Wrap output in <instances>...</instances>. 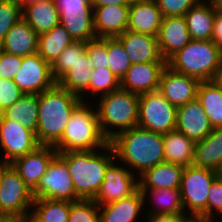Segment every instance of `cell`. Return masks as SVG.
Wrapping results in <instances>:
<instances>
[{
  "label": "cell",
  "instance_id": "1",
  "mask_svg": "<svg viewBox=\"0 0 222 222\" xmlns=\"http://www.w3.org/2000/svg\"><path fill=\"white\" fill-rule=\"evenodd\" d=\"M109 144L116 161L139 174L138 178L147 169L165 162L163 135L138 126L119 133Z\"/></svg>",
  "mask_w": 222,
  "mask_h": 222
},
{
  "label": "cell",
  "instance_id": "2",
  "mask_svg": "<svg viewBox=\"0 0 222 222\" xmlns=\"http://www.w3.org/2000/svg\"><path fill=\"white\" fill-rule=\"evenodd\" d=\"M82 102L77 95L57 83L38 95L36 138L39 145L55 146L64 133L74 109Z\"/></svg>",
  "mask_w": 222,
  "mask_h": 222
},
{
  "label": "cell",
  "instance_id": "3",
  "mask_svg": "<svg viewBox=\"0 0 222 222\" xmlns=\"http://www.w3.org/2000/svg\"><path fill=\"white\" fill-rule=\"evenodd\" d=\"M58 154L67 163L75 193L80 199H94L104 181L107 167L116 160L110 144L99 151H70Z\"/></svg>",
  "mask_w": 222,
  "mask_h": 222
},
{
  "label": "cell",
  "instance_id": "4",
  "mask_svg": "<svg viewBox=\"0 0 222 222\" xmlns=\"http://www.w3.org/2000/svg\"><path fill=\"white\" fill-rule=\"evenodd\" d=\"M87 103L82 101L72 112L61 140L54 146L58 153L99 150L109 144L100 130L97 110Z\"/></svg>",
  "mask_w": 222,
  "mask_h": 222
},
{
  "label": "cell",
  "instance_id": "5",
  "mask_svg": "<svg viewBox=\"0 0 222 222\" xmlns=\"http://www.w3.org/2000/svg\"><path fill=\"white\" fill-rule=\"evenodd\" d=\"M96 103L100 130L108 141L123 131L137 127L139 95L119 88L100 96Z\"/></svg>",
  "mask_w": 222,
  "mask_h": 222
},
{
  "label": "cell",
  "instance_id": "6",
  "mask_svg": "<svg viewBox=\"0 0 222 222\" xmlns=\"http://www.w3.org/2000/svg\"><path fill=\"white\" fill-rule=\"evenodd\" d=\"M174 71L198 79L213 81L222 71V50L212 40H193L168 61Z\"/></svg>",
  "mask_w": 222,
  "mask_h": 222
},
{
  "label": "cell",
  "instance_id": "7",
  "mask_svg": "<svg viewBox=\"0 0 222 222\" xmlns=\"http://www.w3.org/2000/svg\"><path fill=\"white\" fill-rule=\"evenodd\" d=\"M33 194L11 164L0 163V217L23 220L30 216Z\"/></svg>",
  "mask_w": 222,
  "mask_h": 222
},
{
  "label": "cell",
  "instance_id": "8",
  "mask_svg": "<svg viewBox=\"0 0 222 222\" xmlns=\"http://www.w3.org/2000/svg\"><path fill=\"white\" fill-rule=\"evenodd\" d=\"M216 178L213 170L194 165L184 167L179 190L185 213L207 219L208 192Z\"/></svg>",
  "mask_w": 222,
  "mask_h": 222
},
{
  "label": "cell",
  "instance_id": "9",
  "mask_svg": "<svg viewBox=\"0 0 222 222\" xmlns=\"http://www.w3.org/2000/svg\"><path fill=\"white\" fill-rule=\"evenodd\" d=\"M177 108L159 92L139 95L137 126L159 134H166L176 128Z\"/></svg>",
  "mask_w": 222,
  "mask_h": 222
},
{
  "label": "cell",
  "instance_id": "10",
  "mask_svg": "<svg viewBox=\"0 0 222 222\" xmlns=\"http://www.w3.org/2000/svg\"><path fill=\"white\" fill-rule=\"evenodd\" d=\"M59 12V24L75 41L95 39L93 6L90 0H54Z\"/></svg>",
  "mask_w": 222,
  "mask_h": 222
},
{
  "label": "cell",
  "instance_id": "11",
  "mask_svg": "<svg viewBox=\"0 0 222 222\" xmlns=\"http://www.w3.org/2000/svg\"><path fill=\"white\" fill-rule=\"evenodd\" d=\"M34 199H53L74 202L76 195L66 161L57 153L41 177Z\"/></svg>",
  "mask_w": 222,
  "mask_h": 222
},
{
  "label": "cell",
  "instance_id": "12",
  "mask_svg": "<svg viewBox=\"0 0 222 222\" xmlns=\"http://www.w3.org/2000/svg\"><path fill=\"white\" fill-rule=\"evenodd\" d=\"M115 162L116 160L107 167L104 181L93 199L98 206L129 197L139 189V179L136 174L126 166H122L121 163Z\"/></svg>",
  "mask_w": 222,
  "mask_h": 222
},
{
  "label": "cell",
  "instance_id": "13",
  "mask_svg": "<svg viewBox=\"0 0 222 222\" xmlns=\"http://www.w3.org/2000/svg\"><path fill=\"white\" fill-rule=\"evenodd\" d=\"M38 146L35 132L19 122L6 120L0 114V147L4 152L1 164H10L16 158L34 151Z\"/></svg>",
  "mask_w": 222,
  "mask_h": 222
},
{
  "label": "cell",
  "instance_id": "14",
  "mask_svg": "<svg viewBox=\"0 0 222 222\" xmlns=\"http://www.w3.org/2000/svg\"><path fill=\"white\" fill-rule=\"evenodd\" d=\"M23 94H37L52 88L54 80L51 65L38 53L23 57L21 68L13 78Z\"/></svg>",
  "mask_w": 222,
  "mask_h": 222
},
{
  "label": "cell",
  "instance_id": "15",
  "mask_svg": "<svg viewBox=\"0 0 222 222\" xmlns=\"http://www.w3.org/2000/svg\"><path fill=\"white\" fill-rule=\"evenodd\" d=\"M57 153L54 146L40 145L34 151L16 158L10 164L23 179L28 190L34 194L41 177L46 173L48 165Z\"/></svg>",
  "mask_w": 222,
  "mask_h": 222
},
{
  "label": "cell",
  "instance_id": "16",
  "mask_svg": "<svg viewBox=\"0 0 222 222\" xmlns=\"http://www.w3.org/2000/svg\"><path fill=\"white\" fill-rule=\"evenodd\" d=\"M199 84L198 79L176 72L167 65L162 72L158 91L178 108L197 98Z\"/></svg>",
  "mask_w": 222,
  "mask_h": 222
},
{
  "label": "cell",
  "instance_id": "17",
  "mask_svg": "<svg viewBox=\"0 0 222 222\" xmlns=\"http://www.w3.org/2000/svg\"><path fill=\"white\" fill-rule=\"evenodd\" d=\"M167 62L131 64L120 81V88L142 95L158 91L160 78Z\"/></svg>",
  "mask_w": 222,
  "mask_h": 222
},
{
  "label": "cell",
  "instance_id": "18",
  "mask_svg": "<svg viewBox=\"0 0 222 222\" xmlns=\"http://www.w3.org/2000/svg\"><path fill=\"white\" fill-rule=\"evenodd\" d=\"M175 129L197 142L209 135L213 127L200 101L196 98L177 108Z\"/></svg>",
  "mask_w": 222,
  "mask_h": 222
},
{
  "label": "cell",
  "instance_id": "19",
  "mask_svg": "<svg viewBox=\"0 0 222 222\" xmlns=\"http://www.w3.org/2000/svg\"><path fill=\"white\" fill-rule=\"evenodd\" d=\"M116 38L124 46L132 64L167 62L161 56L155 36L126 30Z\"/></svg>",
  "mask_w": 222,
  "mask_h": 222
},
{
  "label": "cell",
  "instance_id": "20",
  "mask_svg": "<svg viewBox=\"0 0 222 222\" xmlns=\"http://www.w3.org/2000/svg\"><path fill=\"white\" fill-rule=\"evenodd\" d=\"M129 5L93 6L96 38H115L128 28Z\"/></svg>",
  "mask_w": 222,
  "mask_h": 222
},
{
  "label": "cell",
  "instance_id": "21",
  "mask_svg": "<svg viewBox=\"0 0 222 222\" xmlns=\"http://www.w3.org/2000/svg\"><path fill=\"white\" fill-rule=\"evenodd\" d=\"M162 21L163 15L155 0H133L129 5V31L157 37Z\"/></svg>",
  "mask_w": 222,
  "mask_h": 222
},
{
  "label": "cell",
  "instance_id": "22",
  "mask_svg": "<svg viewBox=\"0 0 222 222\" xmlns=\"http://www.w3.org/2000/svg\"><path fill=\"white\" fill-rule=\"evenodd\" d=\"M157 38L161 56L168 61L191 40L184 16L163 17Z\"/></svg>",
  "mask_w": 222,
  "mask_h": 222
},
{
  "label": "cell",
  "instance_id": "23",
  "mask_svg": "<svg viewBox=\"0 0 222 222\" xmlns=\"http://www.w3.org/2000/svg\"><path fill=\"white\" fill-rule=\"evenodd\" d=\"M0 50L18 56H28L38 51V34L21 18L7 32Z\"/></svg>",
  "mask_w": 222,
  "mask_h": 222
},
{
  "label": "cell",
  "instance_id": "24",
  "mask_svg": "<svg viewBox=\"0 0 222 222\" xmlns=\"http://www.w3.org/2000/svg\"><path fill=\"white\" fill-rule=\"evenodd\" d=\"M215 14V7L211 0H199L191 7L184 15L190 38L211 40Z\"/></svg>",
  "mask_w": 222,
  "mask_h": 222
},
{
  "label": "cell",
  "instance_id": "25",
  "mask_svg": "<svg viewBox=\"0 0 222 222\" xmlns=\"http://www.w3.org/2000/svg\"><path fill=\"white\" fill-rule=\"evenodd\" d=\"M145 203L143 194L138 189L129 197L99 206L100 222H136Z\"/></svg>",
  "mask_w": 222,
  "mask_h": 222
},
{
  "label": "cell",
  "instance_id": "26",
  "mask_svg": "<svg viewBox=\"0 0 222 222\" xmlns=\"http://www.w3.org/2000/svg\"><path fill=\"white\" fill-rule=\"evenodd\" d=\"M184 167L162 162L139 176V189H179Z\"/></svg>",
  "mask_w": 222,
  "mask_h": 222
},
{
  "label": "cell",
  "instance_id": "27",
  "mask_svg": "<svg viewBox=\"0 0 222 222\" xmlns=\"http://www.w3.org/2000/svg\"><path fill=\"white\" fill-rule=\"evenodd\" d=\"M196 142L187 138L182 132L172 130L163 135L165 162L183 167L192 165Z\"/></svg>",
  "mask_w": 222,
  "mask_h": 222
},
{
  "label": "cell",
  "instance_id": "28",
  "mask_svg": "<svg viewBox=\"0 0 222 222\" xmlns=\"http://www.w3.org/2000/svg\"><path fill=\"white\" fill-rule=\"evenodd\" d=\"M93 69L90 58L85 51L81 57H78L77 62L57 82V84L80 97L83 102H86L85 99L89 97V81L91 79Z\"/></svg>",
  "mask_w": 222,
  "mask_h": 222
},
{
  "label": "cell",
  "instance_id": "29",
  "mask_svg": "<svg viewBox=\"0 0 222 222\" xmlns=\"http://www.w3.org/2000/svg\"><path fill=\"white\" fill-rule=\"evenodd\" d=\"M23 19L39 35L59 25V12L54 0L39 1L22 9Z\"/></svg>",
  "mask_w": 222,
  "mask_h": 222
},
{
  "label": "cell",
  "instance_id": "30",
  "mask_svg": "<svg viewBox=\"0 0 222 222\" xmlns=\"http://www.w3.org/2000/svg\"><path fill=\"white\" fill-rule=\"evenodd\" d=\"M222 161V126L195 144L192 165L215 171Z\"/></svg>",
  "mask_w": 222,
  "mask_h": 222
},
{
  "label": "cell",
  "instance_id": "31",
  "mask_svg": "<svg viewBox=\"0 0 222 222\" xmlns=\"http://www.w3.org/2000/svg\"><path fill=\"white\" fill-rule=\"evenodd\" d=\"M144 201H148V197L151 198L150 202L154 205L151 206V210L145 213L148 217H154L157 215L165 214H177L184 212L182 204L181 194L179 189H140ZM156 205V206H155Z\"/></svg>",
  "mask_w": 222,
  "mask_h": 222
},
{
  "label": "cell",
  "instance_id": "32",
  "mask_svg": "<svg viewBox=\"0 0 222 222\" xmlns=\"http://www.w3.org/2000/svg\"><path fill=\"white\" fill-rule=\"evenodd\" d=\"M74 41L69 32L59 24L52 30L38 35L37 53L52 65L67 46Z\"/></svg>",
  "mask_w": 222,
  "mask_h": 222
},
{
  "label": "cell",
  "instance_id": "33",
  "mask_svg": "<svg viewBox=\"0 0 222 222\" xmlns=\"http://www.w3.org/2000/svg\"><path fill=\"white\" fill-rule=\"evenodd\" d=\"M38 95L24 94L16 103L0 114L9 121L19 122L36 133L38 123Z\"/></svg>",
  "mask_w": 222,
  "mask_h": 222
},
{
  "label": "cell",
  "instance_id": "34",
  "mask_svg": "<svg viewBox=\"0 0 222 222\" xmlns=\"http://www.w3.org/2000/svg\"><path fill=\"white\" fill-rule=\"evenodd\" d=\"M197 99L213 128L222 126V91L214 81L200 82Z\"/></svg>",
  "mask_w": 222,
  "mask_h": 222
},
{
  "label": "cell",
  "instance_id": "35",
  "mask_svg": "<svg viewBox=\"0 0 222 222\" xmlns=\"http://www.w3.org/2000/svg\"><path fill=\"white\" fill-rule=\"evenodd\" d=\"M71 202L53 199H34L30 217L35 222H68Z\"/></svg>",
  "mask_w": 222,
  "mask_h": 222
},
{
  "label": "cell",
  "instance_id": "36",
  "mask_svg": "<svg viewBox=\"0 0 222 222\" xmlns=\"http://www.w3.org/2000/svg\"><path fill=\"white\" fill-rule=\"evenodd\" d=\"M86 42L74 41L60 54L51 65L52 76L58 82L77 62L78 57L86 51Z\"/></svg>",
  "mask_w": 222,
  "mask_h": 222
},
{
  "label": "cell",
  "instance_id": "37",
  "mask_svg": "<svg viewBox=\"0 0 222 222\" xmlns=\"http://www.w3.org/2000/svg\"><path fill=\"white\" fill-rule=\"evenodd\" d=\"M107 52L109 69L121 81L132 64L130 58L116 37L107 38Z\"/></svg>",
  "mask_w": 222,
  "mask_h": 222
},
{
  "label": "cell",
  "instance_id": "38",
  "mask_svg": "<svg viewBox=\"0 0 222 222\" xmlns=\"http://www.w3.org/2000/svg\"><path fill=\"white\" fill-rule=\"evenodd\" d=\"M120 88V80L109 68L93 69L89 81V96L106 95Z\"/></svg>",
  "mask_w": 222,
  "mask_h": 222
},
{
  "label": "cell",
  "instance_id": "39",
  "mask_svg": "<svg viewBox=\"0 0 222 222\" xmlns=\"http://www.w3.org/2000/svg\"><path fill=\"white\" fill-rule=\"evenodd\" d=\"M68 222H100L99 206L93 199L71 202Z\"/></svg>",
  "mask_w": 222,
  "mask_h": 222
},
{
  "label": "cell",
  "instance_id": "40",
  "mask_svg": "<svg viewBox=\"0 0 222 222\" xmlns=\"http://www.w3.org/2000/svg\"><path fill=\"white\" fill-rule=\"evenodd\" d=\"M23 18L22 8L17 0H0V45L11 27Z\"/></svg>",
  "mask_w": 222,
  "mask_h": 222
},
{
  "label": "cell",
  "instance_id": "41",
  "mask_svg": "<svg viewBox=\"0 0 222 222\" xmlns=\"http://www.w3.org/2000/svg\"><path fill=\"white\" fill-rule=\"evenodd\" d=\"M86 52L94 69L109 68L107 38H95L86 42Z\"/></svg>",
  "mask_w": 222,
  "mask_h": 222
},
{
  "label": "cell",
  "instance_id": "42",
  "mask_svg": "<svg viewBox=\"0 0 222 222\" xmlns=\"http://www.w3.org/2000/svg\"><path fill=\"white\" fill-rule=\"evenodd\" d=\"M199 0H155L163 17L184 16Z\"/></svg>",
  "mask_w": 222,
  "mask_h": 222
},
{
  "label": "cell",
  "instance_id": "43",
  "mask_svg": "<svg viewBox=\"0 0 222 222\" xmlns=\"http://www.w3.org/2000/svg\"><path fill=\"white\" fill-rule=\"evenodd\" d=\"M23 95L13 80L0 78V113L16 103Z\"/></svg>",
  "mask_w": 222,
  "mask_h": 222
},
{
  "label": "cell",
  "instance_id": "44",
  "mask_svg": "<svg viewBox=\"0 0 222 222\" xmlns=\"http://www.w3.org/2000/svg\"><path fill=\"white\" fill-rule=\"evenodd\" d=\"M218 214L222 217V181L216 178L208 192L207 219H215Z\"/></svg>",
  "mask_w": 222,
  "mask_h": 222
},
{
  "label": "cell",
  "instance_id": "45",
  "mask_svg": "<svg viewBox=\"0 0 222 222\" xmlns=\"http://www.w3.org/2000/svg\"><path fill=\"white\" fill-rule=\"evenodd\" d=\"M22 56L13 55L0 50V78L13 80L21 68Z\"/></svg>",
  "mask_w": 222,
  "mask_h": 222
},
{
  "label": "cell",
  "instance_id": "46",
  "mask_svg": "<svg viewBox=\"0 0 222 222\" xmlns=\"http://www.w3.org/2000/svg\"><path fill=\"white\" fill-rule=\"evenodd\" d=\"M211 40L222 50V16L215 14Z\"/></svg>",
  "mask_w": 222,
  "mask_h": 222
},
{
  "label": "cell",
  "instance_id": "47",
  "mask_svg": "<svg viewBox=\"0 0 222 222\" xmlns=\"http://www.w3.org/2000/svg\"><path fill=\"white\" fill-rule=\"evenodd\" d=\"M133 0H90L92 6L130 5Z\"/></svg>",
  "mask_w": 222,
  "mask_h": 222
},
{
  "label": "cell",
  "instance_id": "48",
  "mask_svg": "<svg viewBox=\"0 0 222 222\" xmlns=\"http://www.w3.org/2000/svg\"><path fill=\"white\" fill-rule=\"evenodd\" d=\"M192 219L193 217L189 216V214H186L185 212L167 214V222H190Z\"/></svg>",
  "mask_w": 222,
  "mask_h": 222
},
{
  "label": "cell",
  "instance_id": "49",
  "mask_svg": "<svg viewBox=\"0 0 222 222\" xmlns=\"http://www.w3.org/2000/svg\"><path fill=\"white\" fill-rule=\"evenodd\" d=\"M145 219H147L146 222L147 221L148 222H167V214L157 215V216L150 217V218L146 217Z\"/></svg>",
  "mask_w": 222,
  "mask_h": 222
},
{
  "label": "cell",
  "instance_id": "50",
  "mask_svg": "<svg viewBox=\"0 0 222 222\" xmlns=\"http://www.w3.org/2000/svg\"><path fill=\"white\" fill-rule=\"evenodd\" d=\"M214 7L216 14L222 16V0H211Z\"/></svg>",
  "mask_w": 222,
  "mask_h": 222
},
{
  "label": "cell",
  "instance_id": "51",
  "mask_svg": "<svg viewBox=\"0 0 222 222\" xmlns=\"http://www.w3.org/2000/svg\"><path fill=\"white\" fill-rule=\"evenodd\" d=\"M39 1H50V0H17L22 9L29 4L36 3Z\"/></svg>",
  "mask_w": 222,
  "mask_h": 222
},
{
  "label": "cell",
  "instance_id": "52",
  "mask_svg": "<svg viewBox=\"0 0 222 222\" xmlns=\"http://www.w3.org/2000/svg\"><path fill=\"white\" fill-rule=\"evenodd\" d=\"M213 81L218 85V87L222 91V71L217 74Z\"/></svg>",
  "mask_w": 222,
  "mask_h": 222
},
{
  "label": "cell",
  "instance_id": "53",
  "mask_svg": "<svg viewBox=\"0 0 222 222\" xmlns=\"http://www.w3.org/2000/svg\"><path fill=\"white\" fill-rule=\"evenodd\" d=\"M215 175L217 177V179L222 181V161L221 163L218 165V167L215 170Z\"/></svg>",
  "mask_w": 222,
  "mask_h": 222
},
{
  "label": "cell",
  "instance_id": "54",
  "mask_svg": "<svg viewBox=\"0 0 222 222\" xmlns=\"http://www.w3.org/2000/svg\"><path fill=\"white\" fill-rule=\"evenodd\" d=\"M0 222H20V221L12 218L0 217Z\"/></svg>",
  "mask_w": 222,
  "mask_h": 222
},
{
  "label": "cell",
  "instance_id": "55",
  "mask_svg": "<svg viewBox=\"0 0 222 222\" xmlns=\"http://www.w3.org/2000/svg\"><path fill=\"white\" fill-rule=\"evenodd\" d=\"M199 222H215V221H214V219H203V218H200ZM216 222H218V220ZM219 222H222V220L219 221Z\"/></svg>",
  "mask_w": 222,
  "mask_h": 222
},
{
  "label": "cell",
  "instance_id": "56",
  "mask_svg": "<svg viewBox=\"0 0 222 222\" xmlns=\"http://www.w3.org/2000/svg\"><path fill=\"white\" fill-rule=\"evenodd\" d=\"M20 222H35L30 216L26 217L23 220H20Z\"/></svg>",
  "mask_w": 222,
  "mask_h": 222
},
{
  "label": "cell",
  "instance_id": "57",
  "mask_svg": "<svg viewBox=\"0 0 222 222\" xmlns=\"http://www.w3.org/2000/svg\"><path fill=\"white\" fill-rule=\"evenodd\" d=\"M190 222H199L198 218H193Z\"/></svg>",
  "mask_w": 222,
  "mask_h": 222
}]
</instances>
